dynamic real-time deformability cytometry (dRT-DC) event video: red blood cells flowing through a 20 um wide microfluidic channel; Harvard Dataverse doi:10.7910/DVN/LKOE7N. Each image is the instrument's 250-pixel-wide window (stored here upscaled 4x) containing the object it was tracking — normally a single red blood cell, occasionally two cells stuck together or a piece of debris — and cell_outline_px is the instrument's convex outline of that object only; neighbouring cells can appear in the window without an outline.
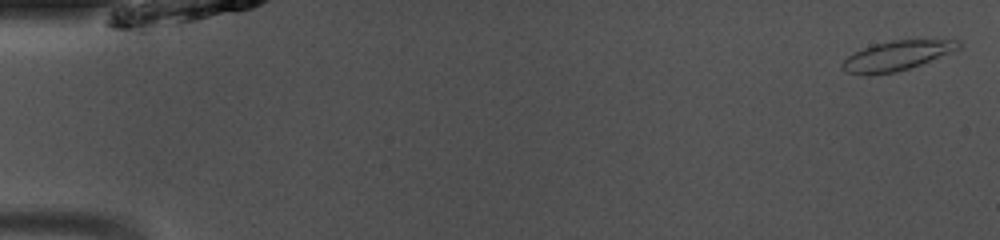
{"species": "common noctule bat (a hibernating species)", "species_latin": "Nyctalus noctula", "temperature_condition": "room temperature", "stored_images_in_passage": 48, "camera_frame_rate_fps": 3000, "um_per_image_px": 0.085, "animal": {"sex": "male", "body_mass_g": 13.0, "forearm_length_mm": 53.1}, "frame": {"image": 1, "passage_image": 1, "time_ms": 0.0, "image_size_px": [1000, 240], "cell_outline_px": [[964, 44], [960, 48], [920, 64], [896, 72], [868, 76], [864, 76], [844, 72], [840, 68], [840, 64], [848, 56], [872, 44], [892, 40], [960, 40]], "centroid_in_image_um": [76.17, 4.75], "position_along_channel_um": 8.8, "area_um2": 20.11}}
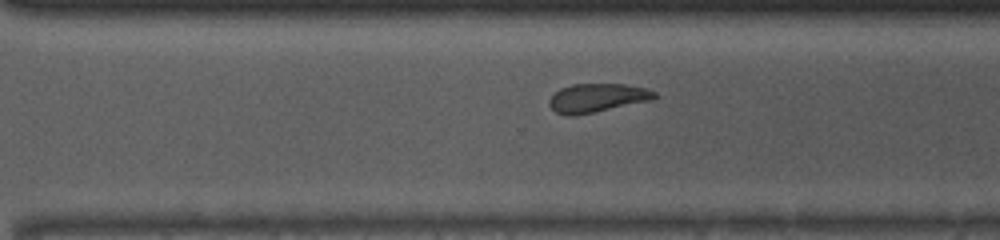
{"frame": {"image": 2, "passage_image": 34, "time_ms": 11.0, "image_size_px": [1000, 240], "cell_outline_px": [[660, 96], [648, 100], [592, 112], [572, 116], [568, 116], [556, 112], [548, 104], [548, 100], [560, 88], [572, 84], [624, 84], [644, 88], [656, 92]], "centroid_in_image_um": [50.72, 8.31], "position_along_channel_um": 319.9, "area_um2": 17.22}}
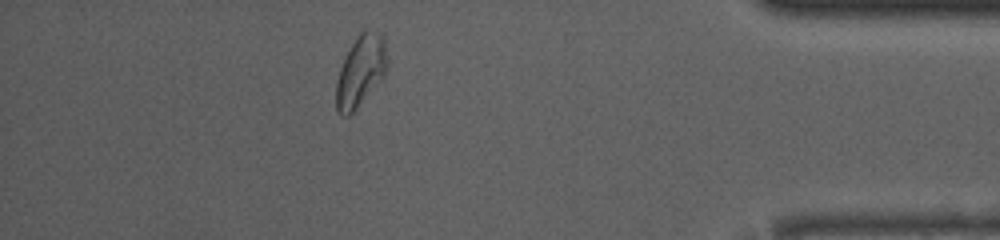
{"frame": {"image": 3, "passage_image": 43, "time_ms": 14.0, "image_size_px": [1000, 240], "cell_outline_px": [[388, 68], [384, 76], [356, 108], [348, 116], [340, 116], [336, 108], [336, 80], [344, 56], [356, 36], [364, 28], [384, 36], [388, 60]], "centroid_in_image_um": [30.65, 6.0], "position_along_channel_um": 404.5, "area_um2": 21.33}, "authors_computed_cell_mechanics": {"area_um2": 18.8717, "velocity_mm_per_s": 4.0946, "shape_relaxation_time_tau1_ms": 5.1556, "shape_relaxation_time_tau2_ms": 1.9561, "deformation_change_tau1": 0.1205, "deformation_change_tau2": 0.0753}}